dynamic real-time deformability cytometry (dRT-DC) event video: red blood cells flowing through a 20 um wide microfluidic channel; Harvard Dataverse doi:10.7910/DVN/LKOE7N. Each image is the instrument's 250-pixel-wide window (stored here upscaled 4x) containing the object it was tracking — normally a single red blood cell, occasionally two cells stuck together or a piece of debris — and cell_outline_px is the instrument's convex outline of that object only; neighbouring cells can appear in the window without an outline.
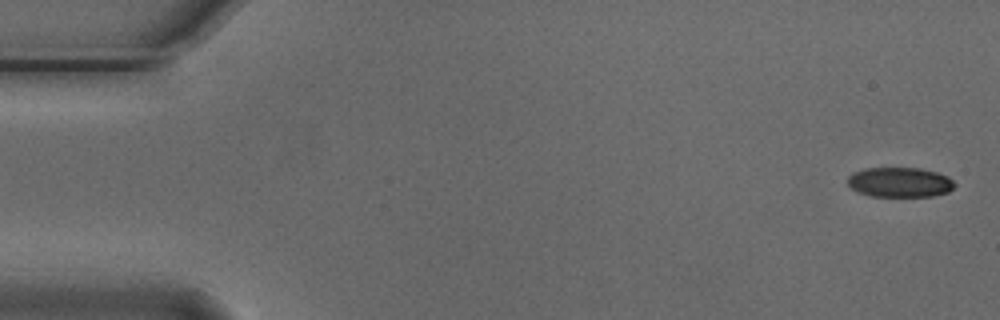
{"species": "Egyptian fruit bat (a non-hibernating species)", "species_latin": "Rousettus aegyptiacus", "temperature_condition": "cold", "stored_images_in_passage": 4, "camera_frame_rate_fps": 3000, "um_per_image_px": 0.085, "animal": {"sex": "male"}, "frame": {"image": 1, "passage_image": 1, "time_ms": 0.0, "image_size_px": [1000, 320], "cell_outline_px": [[956, 184], [948, 192], [932, 196], [872, 196], [856, 192], [848, 184], [848, 176], [852, 172], [864, 168], [920, 168], [936, 172], [948, 176]], "centroid_in_image_um": [76.46, 15.48], "position_along_channel_um": 8.5, "area_um2": 18.67}}
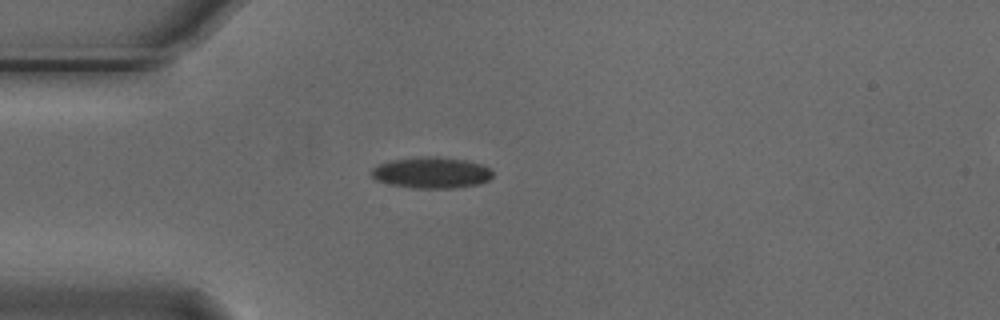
{"frame": {"image": 2, "passage_image": 4, "time_ms": 1.0, "image_size_px": [1000, 320], "cell_outline_px": [[492, 176], [488, 180], [480, 184], [452, 188], [412, 188], [388, 184], [376, 180], [372, 176], [372, 168], [380, 164], [392, 160], [424, 156], [436, 156], [464, 160], [484, 164], [492, 172]], "centroid_in_image_um": [36.68, 14.68], "position_along_channel_um": 48.3, "area_um2": 22.02}}